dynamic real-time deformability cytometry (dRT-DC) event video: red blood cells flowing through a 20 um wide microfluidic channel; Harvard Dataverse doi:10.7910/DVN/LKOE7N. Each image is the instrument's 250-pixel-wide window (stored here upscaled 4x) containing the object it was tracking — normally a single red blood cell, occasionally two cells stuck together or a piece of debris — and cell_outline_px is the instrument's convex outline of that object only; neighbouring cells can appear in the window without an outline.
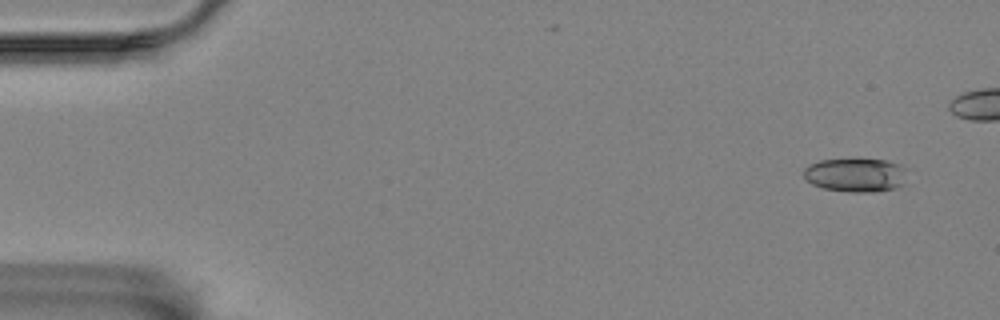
{"species": "Egyptian fruit bat (a non-hibernating species)", "species_latin": "Rousettus aegyptiacus", "temperature_condition": "room temperature", "stored_images_in_passage": 14, "camera_frame_rate_fps": 3000, "um_per_image_px": 0.085, "animal": {"sex": "female"}, "frame": {"image": 1, "passage_image": 1, "time_ms": 0.0, "image_size_px": [1000, 320], "cell_outline_px": [[904, 168], [900, 184], [892, 188], [872, 192], [848, 192], [824, 188], [812, 184], [804, 176], [804, 168], [808, 164], [820, 160], [856, 156], [888, 160]], "centroid_in_image_um": [72.62, 14.81], "position_along_channel_um": 12.4, "area_um2": 20.63}}